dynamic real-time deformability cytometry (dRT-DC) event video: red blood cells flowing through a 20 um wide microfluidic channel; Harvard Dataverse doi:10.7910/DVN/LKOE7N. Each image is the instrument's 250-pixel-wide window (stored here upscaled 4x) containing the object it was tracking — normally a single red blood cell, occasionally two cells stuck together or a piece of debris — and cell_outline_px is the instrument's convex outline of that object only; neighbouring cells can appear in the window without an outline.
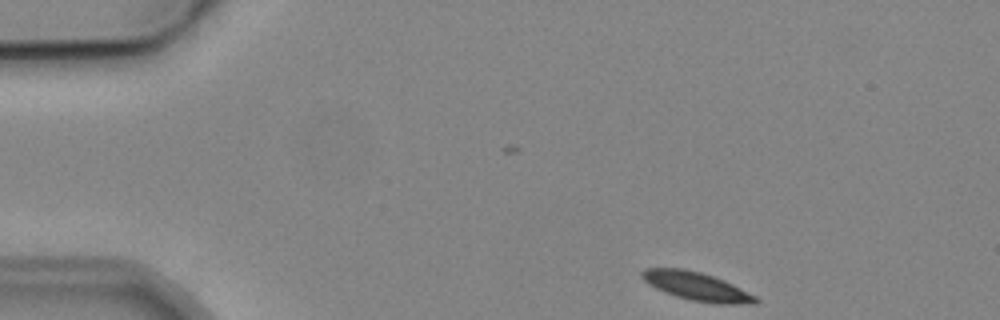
{"species": "common noctule bat (a hibernating species)", "species_latin": "Nyctalus noctula", "temperature_condition": "cold", "stored_images_in_passage": 4, "camera_frame_rate_fps": 3000, "um_per_image_px": 0.085, "animal": {"sex": "male", "body_mass_g": 19.2, "forearm_length_mm": 51.8}, "frame": {"image": 1, "passage_image": 1, "time_ms": 0.0, "image_size_px": [1000, 320], "cell_outline_px": [[760, 300], [756, 304], [716, 304], [692, 300], [676, 296], [656, 288], [648, 284], [640, 276], [640, 272], [644, 268], [684, 268], [700, 272], [724, 280], [756, 296]], "centroid_in_image_um": [59.22, 24.34], "position_along_channel_um": 25.8, "area_um2": 18.79}}